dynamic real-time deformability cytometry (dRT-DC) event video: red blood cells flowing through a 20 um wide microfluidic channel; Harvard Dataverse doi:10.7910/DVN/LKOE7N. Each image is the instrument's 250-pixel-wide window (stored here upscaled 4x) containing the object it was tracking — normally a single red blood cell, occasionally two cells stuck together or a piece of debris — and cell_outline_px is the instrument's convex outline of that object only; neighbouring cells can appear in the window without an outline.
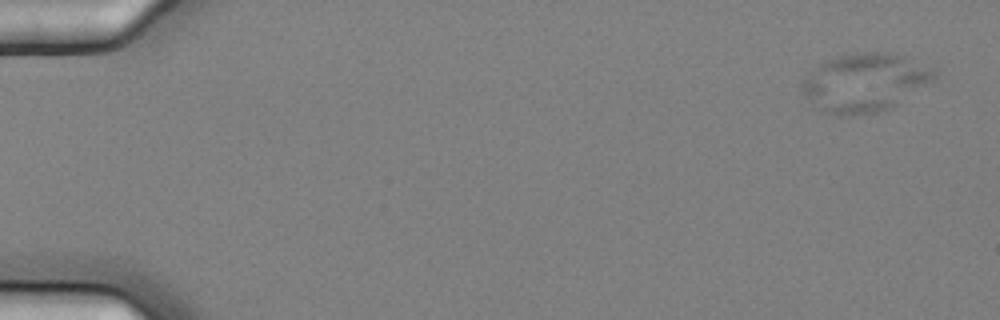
{"species": "common noctule bat (a hibernating species)", "species_latin": "Nyctalus noctula", "temperature_condition": "cold", "stored_images_in_passage": 5, "camera_frame_rate_fps": 3000, "um_per_image_px": 0.085, "animal": {"sex": "female", "body_mass_g": 25.1}, "frame": {"image": 1, "passage_image": 1, "time_ms": 0.0, "image_size_px": [1000, 320], "cell_outline_px": [[936, 76], [932, 80], [892, 108], [876, 112], [852, 116], [840, 116], [820, 112], [804, 92], [804, 80], [808, 72], [816, 64], [824, 60], [844, 52], [892, 52], [904, 56], [936, 72]], "centroid_in_image_um": [73.44, 7.0], "position_along_channel_um": 11.6, "area_um2": 44.91}}